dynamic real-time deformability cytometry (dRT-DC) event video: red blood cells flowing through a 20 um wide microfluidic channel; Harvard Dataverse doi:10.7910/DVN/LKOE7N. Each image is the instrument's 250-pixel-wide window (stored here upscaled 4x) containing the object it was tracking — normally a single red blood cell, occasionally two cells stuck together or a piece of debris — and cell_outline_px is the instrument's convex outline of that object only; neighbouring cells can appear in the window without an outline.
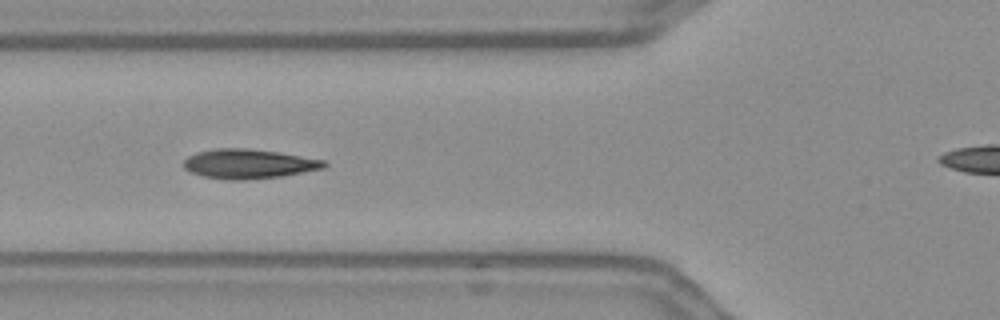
{"species": "Egyptian fruit bat (a non-hibernating species)", "species_latin": "Rousettus aegyptiacus", "temperature_condition": "warm", "stored_images_in_passage": 24, "camera_frame_rate_fps": 3000, "um_per_image_px": 0.085, "frame": {"image": 1, "passage_image": 4, "time_ms": 1.0, "image_size_px": [1000, 320], "cell_outline_px": [[328, 164], [324, 168], [284, 176], [244, 180], [228, 180], [204, 176], [192, 172], [184, 168], [184, 160], [188, 156], [196, 152], [216, 148], [248, 148], [280, 152], [324, 160]], "centroid_in_image_um": [21.15, 13.92], "position_along_channel_um": 104.6, "area_um2": 24.22}}